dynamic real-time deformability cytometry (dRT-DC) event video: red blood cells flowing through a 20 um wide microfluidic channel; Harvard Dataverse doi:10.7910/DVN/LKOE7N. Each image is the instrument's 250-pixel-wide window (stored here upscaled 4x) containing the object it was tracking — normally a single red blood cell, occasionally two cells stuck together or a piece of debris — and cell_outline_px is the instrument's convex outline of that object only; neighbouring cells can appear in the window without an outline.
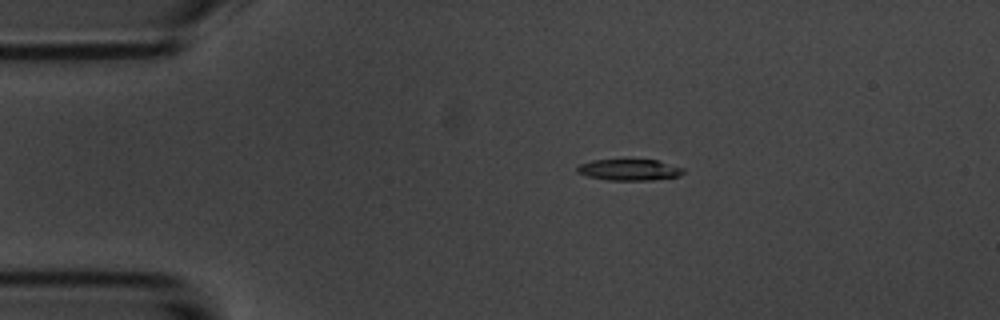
{"species": "common noctule bat (a hibernating species)", "species_latin": "Nyctalus noctula", "temperature_condition": "room temperature", "stored_images_in_passage": 54, "camera_frame_rate_fps": 3000, "um_per_image_px": 0.085, "animal": {"sex": "male", "body_mass_g": 20.1, "forearm_length_mm": 53.5}, "frame": {"image": 1, "passage_image": 10, "time_ms": 3.0, "image_size_px": [1000, 320], "cell_outline_px": [[684, 172], [680, 176], [652, 180], [608, 180], [588, 176], [576, 172], [576, 168], [580, 164], [592, 160], [656, 160], [684, 168]], "centroid_in_image_um": [53.49, 14.44], "position_along_channel_um": 31.5, "area_um2": 13.06}}
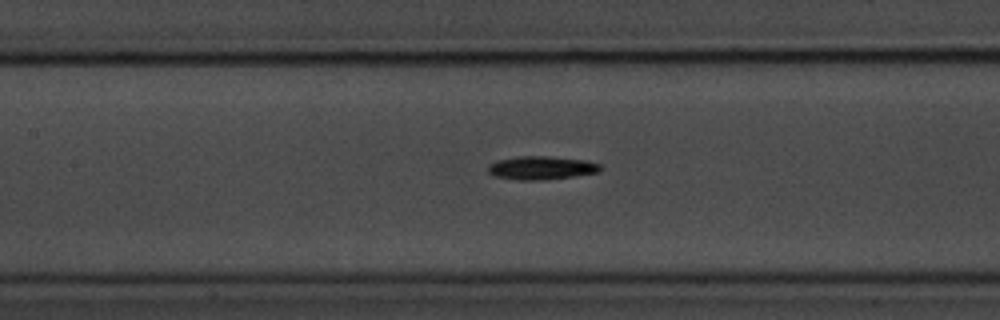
{"frame": {"image": 2, "passage_image": 24, "time_ms": 7.667, "image_size_px": [1000, 320], "cell_outline_px": [[600, 168], [596, 172], [572, 176], [544, 180], [520, 180], [496, 176], [488, 172], [488, 164], [496, 160], [516, 156], [544, 156], [588, 160], [600, 164]], "centroid_in_image_um": [45.97, 14.25], "position_along_channel_um": 161.4, "area_um2": 15.2}}
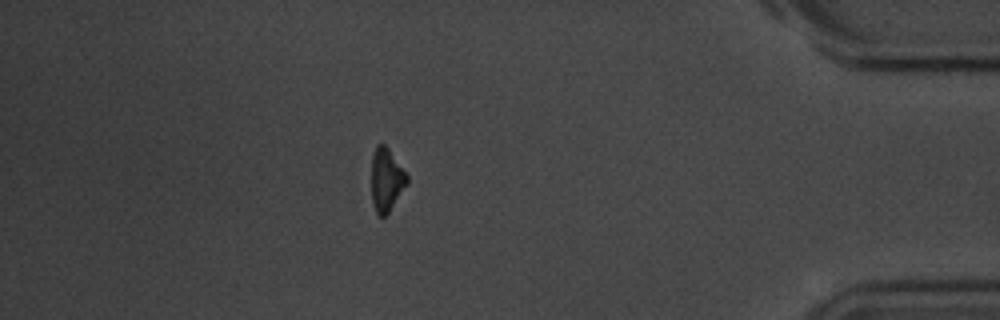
{"frame": {"image": 3, "passage_image": 47, "time_ms": 15.333, "image_size_px": [1000, 320], "cell_outline_px": [[408, 184], [388, 212], [384, 216], [380, 216], [376, 212], [372, 204], [372, 152], [376, 144], [384, 144], [388, 148], [408, 176]], "centroid_in_image_um": [32.83, 15.26], "position_along_channel_um": 402.4, "area_um2": 13.01}, "authors_computed_cell_mechanics": {"area_um2": 14.0454, "velocity_mm_per_s": 3.7048, "shape_relaxation_time_tau1_ms": 2.7763, "shape_relaxation_time_tau2_ms": null, "deformation_change_tau1": 0.1225, "deformation_change_tau2": null}}